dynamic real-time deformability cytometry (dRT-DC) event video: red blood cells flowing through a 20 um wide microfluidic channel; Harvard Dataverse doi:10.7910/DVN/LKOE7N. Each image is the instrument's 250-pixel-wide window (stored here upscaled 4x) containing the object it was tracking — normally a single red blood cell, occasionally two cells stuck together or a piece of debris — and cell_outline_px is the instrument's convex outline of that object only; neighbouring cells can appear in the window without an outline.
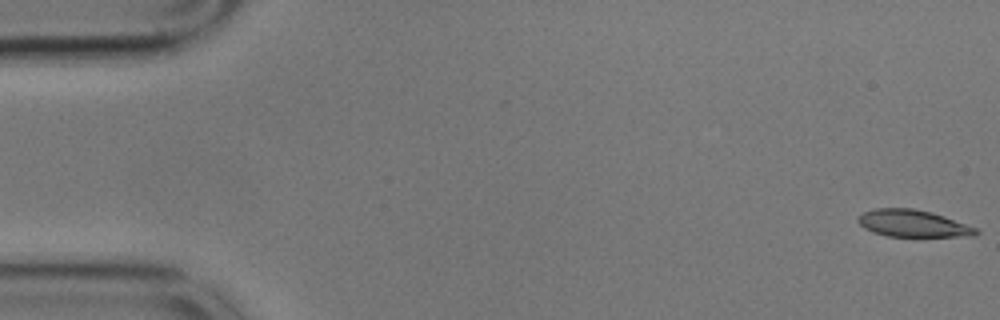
{"species": "common noctule bat (a hibernating species)", "species_latin": "Nyctalus noctula", "temperature_condition": "cold", "stored_images_in_passage": 56, "camera_frame_rate_fps": 3000, "um_per_image_px": 0.085, "animal": {"sex": "male", "body_mass_g": 17.9}, "frame": {"image": 1, "passage_image": 1, "time_ms": 0.0, "image_size_px": [1000, 320], "cell_outline_px": [[980, 232], [976, 236], [888, 236], [872, 232], [864, 228], [856, 220], [864, 212], [876, 208], [912, 208], [932, 212], [944, 216], [976, 228]], "centroid_in_image_um": [77.59, 18.99], "position_along_channel_um": 7.4, "area_um2": 18.44}}
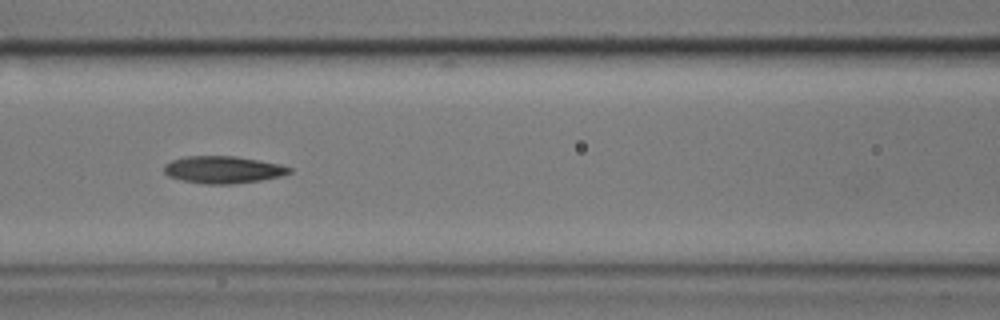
{"frame": {"image": 2, "passage_image": 24, "time_ms": 7.667, "image_size_px": [1000, 320], "cell_outline_px": [[292, 172], [280, 176], [260, 180], [232, 184], [204, 184], [180, 180], [168, 176], [164, 172], [164, 164], [172, 160], [184, 156], [236, 156], [260, 160], [280, 164], [292, 168]], "centroid_in_image_um": [18.94, 14.42], "position_along_channel_um": 147.7, "area_um2": 20.0}}
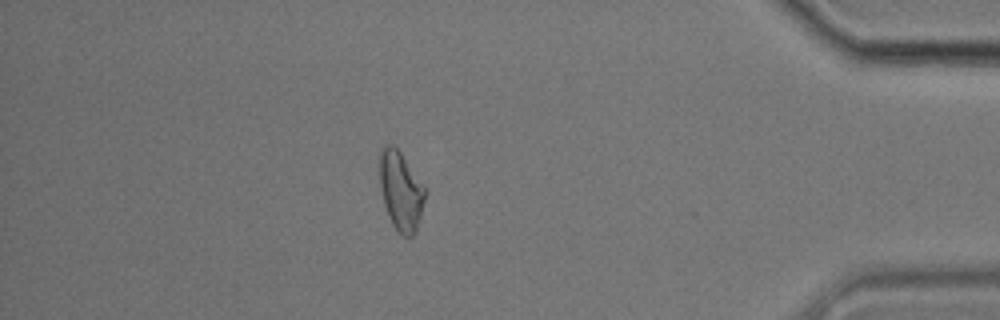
{"frame": {"image": 3, "passage_image": 49, "time_ms": 16.0, "image_size_px": [1000, 320], "cell_outline_px": [[424, 200], [416, 232], [412, 236], [400, 236], [396, 232], [388, 216], [384, 204], [380, 188], [376, 164], [380, 148], [384, 144], [392, 144], [400, 152], [424, 188]], "centroid_in_image_um": [33.98, 16.2], "position_along_channel_um": 401.2, "area_um2": 21.15}, "authors_computed_cell_mechanics": {"area_um2": 19.9988, "velocity_mm_per_s": 3.5449, "shape_relaxation_time_tau1_ms": null, "shape_relaxation_time_tau2_ms": 10.2094, "deformation_change_tau1": null, "deformation_change_tau2": 0.2198}}